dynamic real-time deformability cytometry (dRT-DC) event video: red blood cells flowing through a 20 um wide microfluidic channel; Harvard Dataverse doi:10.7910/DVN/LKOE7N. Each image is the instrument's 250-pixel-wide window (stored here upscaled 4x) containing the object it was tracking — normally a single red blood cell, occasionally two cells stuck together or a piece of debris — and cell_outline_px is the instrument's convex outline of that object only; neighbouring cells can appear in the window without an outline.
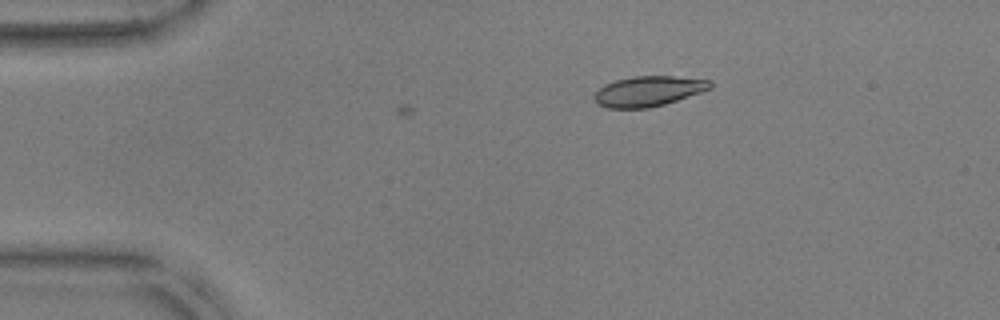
{"species": "common noctule bat (a hibernating species)", "species_latin": "Nyctalus noctula", "temperature_condition": "warm", "stored_images_in_passage": 4, "camera_frame_rate_fps": 3000, "um_per_image_px": 0.085, "animal": {"sex": "male", "body_mass_g": 17.9, "forearm_length_mm": 54.2}, "frame": {"image": 1, "passage_image": 4, "time_ms": 1.0, "image_size_px": [1000, 320], "cell_outline_px": [[712, 88], [664, 104], [648, 108], [608, 108], [600, 104], [592, 96], [604, 84], [616, 80], [632, 76], [672, 76], [712, 80]], "centroid_in_image_um": [55.11, 7.74], "position_along_channel_um": 29.9, "area_um2": 20.23}}